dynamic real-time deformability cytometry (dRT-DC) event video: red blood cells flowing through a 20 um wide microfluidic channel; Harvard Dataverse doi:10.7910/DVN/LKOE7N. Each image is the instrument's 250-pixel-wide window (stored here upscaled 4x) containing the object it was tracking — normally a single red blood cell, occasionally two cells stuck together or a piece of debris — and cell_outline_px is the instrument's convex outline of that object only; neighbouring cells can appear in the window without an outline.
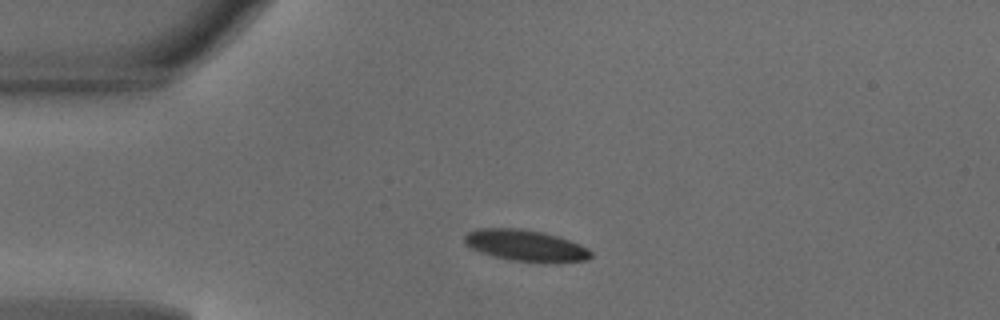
{"species": "common noctule bat (a hibernating species)", "species_latin": "Nyctalus noctula", "temperature_condition": "warm", "stored_images_in_passage": 38, "camera_frame_rate_fps": 3000, "um_per_image_px": 0.085, "animal": {"sex": "male", "body_mass_g": 18.8}, "frame": {"image": 1, "passage_image": 1, "time_ms": 0.0, "image_size_px": [1000, 320], "cell_outline_px": [[592, 256], [588, 260], [552, 264], [544, 264], [508, 260], [480, 252], [472, 248], [464, 240], [464, 236], [468, 232], [476, 228], [520, 228], [544, 232], [560, 236], [588, 248], [592, 252]], "centroid_in_image_um": [44.74, 20.89], "position_along_channel_um": 40.3, "area_um2": 23.7}}
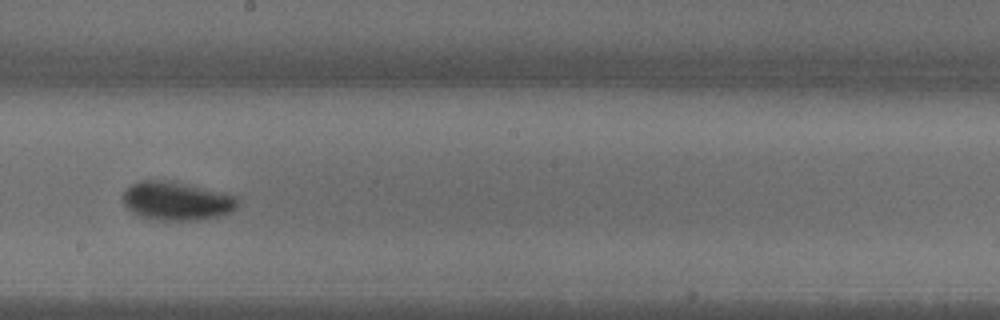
{"frame": {"image": 2, "passage_image": 17, "time_ms": 5.333, "image_size_px": [1000, 320], "cell_outline_px": [[240, 204], [232, 212], [220, 216], [200, 220], [156, 220], [140, 216], [132, 212], [120, 200], [120, 196], [132, 184], [140, 180], [164, 180], [232, 192], [240, 200]], "centroid_in_image_um": [15.08, 17.08], "position_along_channel_um": 233.1, "area_um2": 26.53}}
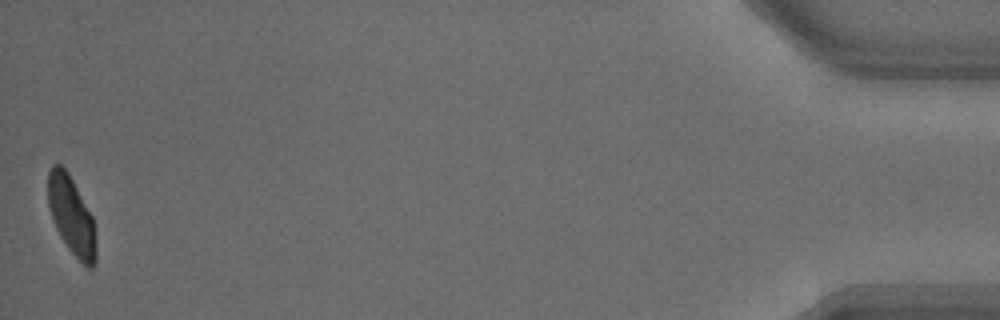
{"frame": {"image": 3, "passage_image": 38, "time_ms": 12.333, "image_size_px": [1000, 320], "cell_outline_px": [[96, 260], [92, 268], [88, 268], [68, 248], [60, 236], [56, 228], [48, 204], [48, 172], [52, 164], [60, 164], [68, 172], [92, 216], [96, 244]], "centroid_in_image_um": [6.07, 18.32], "position_along_channel_um": 429.1, "area_um2": 21.5}, "authors_computed_cell_mechanics": {"area_um2": 24.1026, "velocity_mm_per_s": 4.1197, "shape_relaxation_time_tau1_ms": 2.2181, "shape_relaxation_time_tau2_ms": null, "deformation_change_tau1": 0.1294, "deformation_change_tau2": null}}